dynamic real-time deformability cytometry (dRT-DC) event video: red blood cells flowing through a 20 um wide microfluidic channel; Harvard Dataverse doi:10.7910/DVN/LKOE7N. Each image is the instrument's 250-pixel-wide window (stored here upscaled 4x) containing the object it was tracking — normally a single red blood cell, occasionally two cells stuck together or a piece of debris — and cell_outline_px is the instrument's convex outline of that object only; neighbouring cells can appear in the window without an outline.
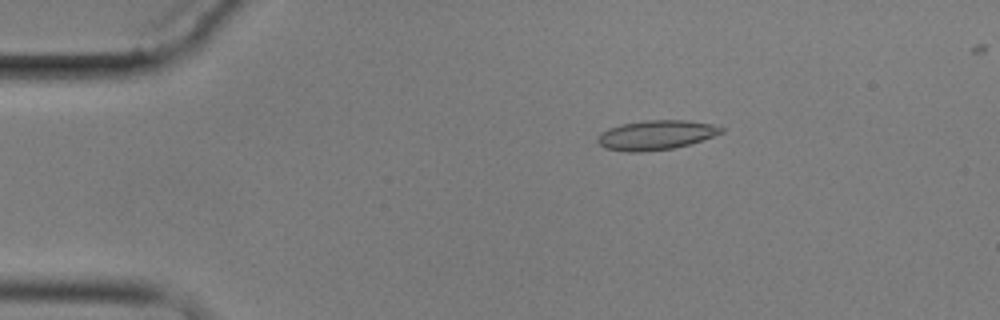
{"species": "common noctule bat (a hibernating species)", "species_latin": "Nyctalus noctula", "temperature_condition": "cold", "stored_images_in_passage": 8, "camera_frame_rate_fps": 3000, "um_per_image_px": 0.085, "animal": {"sex": "male", "body_mass_g": 17.9}, "frame": {"image": 1, "passage_image": 3, "time_ms": 2.333, "image_size_px": [1000, 320], "cell_outline_px": [[724, 132], [688, 144], [672, 148], [640, 152], [628, 152], [604, 148], [596, 140], [596, 136], [608, 128], [620, 124], [644, 120], [688, 120], [712, 124], [724, 128]], "centroid_in_image_um": [55.71, 11.47], "position_along_channel_um": 29.3, "area_um2": 21.21}}
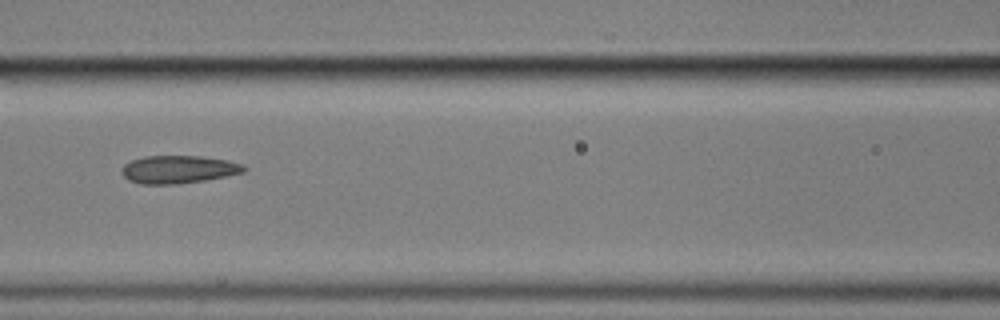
{"frame": {"image": 2, "passage_image": 7, "time_ms": 7.333, "image_size_px": [1000, 320], "cell_outline_px": [[248, 168], [244, 172], [204, 180], [176, 184], [140, 184], [128, 180], [124, 176], [124, 164], [132, 160], [144, 156], [200, 156], [228, 160], [244, 164]], "centroid_in_image_um": [15.2, 14.39], "position_along_channel_um": 151.4, "area_um2": 19.71}}
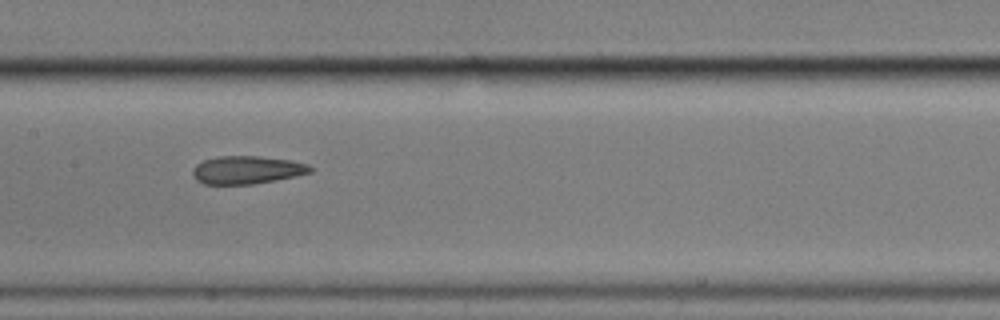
{"frame": {"image": 3, "passage_image": 8, "time_ms": 8.333, "image_size_px": [1000, 320], "cell_outline_px": [[312, 172], [296, 176], [276, 180], [252, 184], [204, 184], [196, 180], [192, 176], [192, 168], [196, 164], [204, 160], [216, 156], [260, 156], [292, 160], [308, 164], [312, 168]], "centroid_in_image_um": [20.97, 14.44], "position_along_channel_um": 186.4, "area_um2": 19.36}}